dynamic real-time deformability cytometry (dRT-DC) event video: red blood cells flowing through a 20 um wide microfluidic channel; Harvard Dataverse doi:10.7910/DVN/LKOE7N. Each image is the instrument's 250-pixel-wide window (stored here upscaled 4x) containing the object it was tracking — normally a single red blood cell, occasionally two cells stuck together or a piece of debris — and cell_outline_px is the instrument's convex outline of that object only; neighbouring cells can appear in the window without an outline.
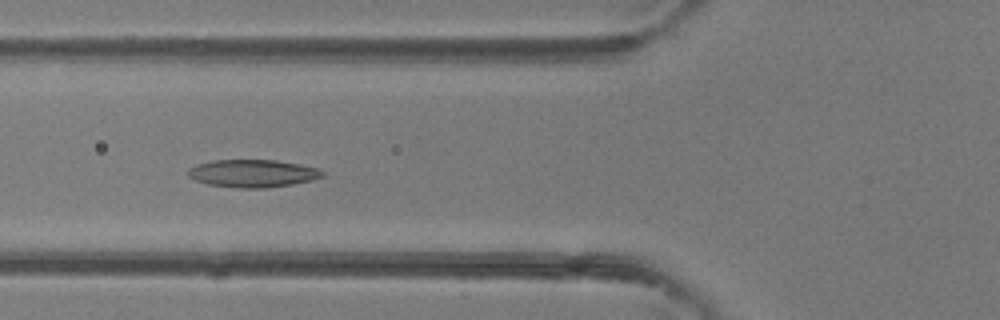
{"species": "common noctule bat (a hibernating species)", "species_latin": "Nyctalus noctula", "temperature_condition": "room temperature", "stored_images_in_passage": 6, "camera_frame_rate_fps": 3000, "um_per_image_px": 0.085, "animal": {"sex": "female"}, "frame": {"image": 1, "passage_image": 5, "time_ms": 5.333, "image_size_px": [1000, 320], "cell_outline_px": [[324, 176], [312, 180], [292, 184], [268, 188], [240, 188], [208, 184], [196, 180], [188, 176], [188, 168], [196, 164], [212, 160], [276, 160], [300, 164], [320, 168], [324, 172]], "centroid_in_image_um": [21.5, 14.73], "position_along_channel_um": 104.3, "area_um2": 21.79}}
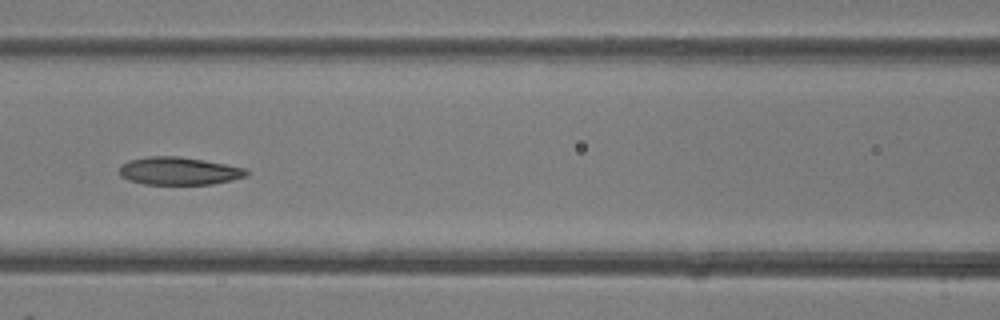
{"frame": {"image": 2, "passage_image": 6, "time_ms": 6.333, "image_size_px": [1000, 320], "cell_outline_px": [[248, 176], [232, 180], [212, 184], [144, 184], [128, 180], [120, 176], [120, 164], [128, 160], [148, 156], [180, 156], [204, 160], [248, 168]], "centroid_in_image_um": [15.22, 14.53], "position_along_channel_um": 151.4, "area_um2": 20.81}}